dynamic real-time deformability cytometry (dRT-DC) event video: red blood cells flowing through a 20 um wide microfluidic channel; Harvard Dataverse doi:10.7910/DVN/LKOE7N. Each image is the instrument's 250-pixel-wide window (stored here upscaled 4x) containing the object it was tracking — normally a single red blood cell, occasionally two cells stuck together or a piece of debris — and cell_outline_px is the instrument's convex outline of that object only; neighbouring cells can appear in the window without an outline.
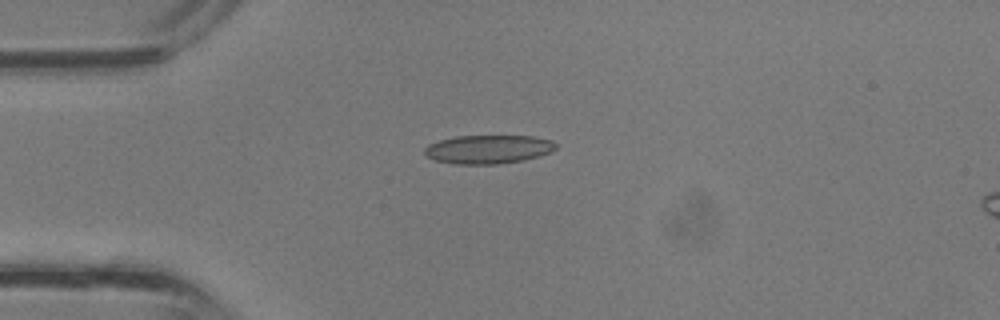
{"species": "common noctule bat (a hibernating species)", "species_latin": "Nyctalus noctula", "temperature_condition": "room temperature", "stored_images_in_passage": 28, "camera_frame_rate_fps": 3000, "um_per_image_px": 0.085, "animal": {"sex": "male", "body_mass_g": 13.3}, "frame": {"image": 1, "passage_image": 1, "time_ms": 0.0, "image_size_px": [1000, 320], "cell_outline_px": [[556, 148], [552, 152], [540, 156], [524, 160], [496, 164], [452, 164], [436, 160], [424, 156], [424, 148], [428, 144], [440, 140], [456, 136], [532, 136], [552, 140], [556, 144]], "centroid_in_image_um": [41.49, 12.69], "position_along_channel_um": 43.5, "area_um2": 22.08}}
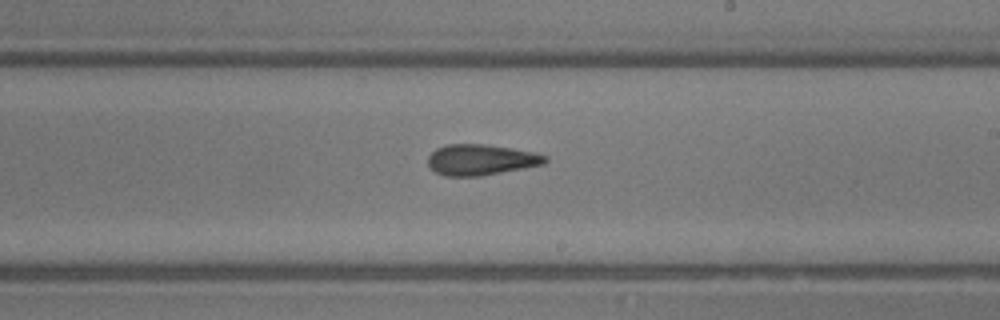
{"frame": {"image": 2, "passage_image": 13, "time_ms": 4.0, "image_size_px": [1000, 320], "cell_outline_px": [[548, 160], [544, 164], [524, 168], [480, 176], [444, 176], [428, 168], [428, 156], [436, 148], [448, 144], [480, 144], [508, 148], [532, 152], [544, 156]], "centroid_in_image_um": [40.81, 13.59], "position_along_channel_um": 248.2, "area_um2": 20.81}}
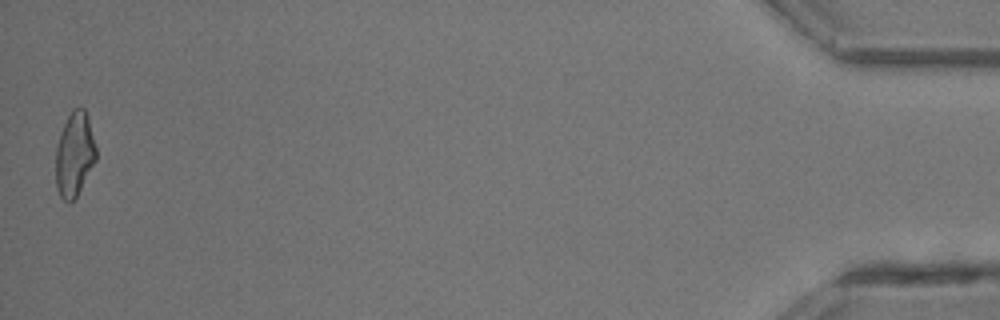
{"frame": {"image": 3, "passage_image": 28, "time_ms": 9.0, "image_size_px": [1000, 320], "cell_outline_px": [[96, 160], [76, 196], [68, 204], [60, 196], [56, 188], [56, 144], [64, 124], [72, 108], [84, 108], [88, 120], [96, 148]], "centroid_in_image_um": [6.31, 13.13], "position_along_channel_um": 428.9, "area_um2": 19.54}}